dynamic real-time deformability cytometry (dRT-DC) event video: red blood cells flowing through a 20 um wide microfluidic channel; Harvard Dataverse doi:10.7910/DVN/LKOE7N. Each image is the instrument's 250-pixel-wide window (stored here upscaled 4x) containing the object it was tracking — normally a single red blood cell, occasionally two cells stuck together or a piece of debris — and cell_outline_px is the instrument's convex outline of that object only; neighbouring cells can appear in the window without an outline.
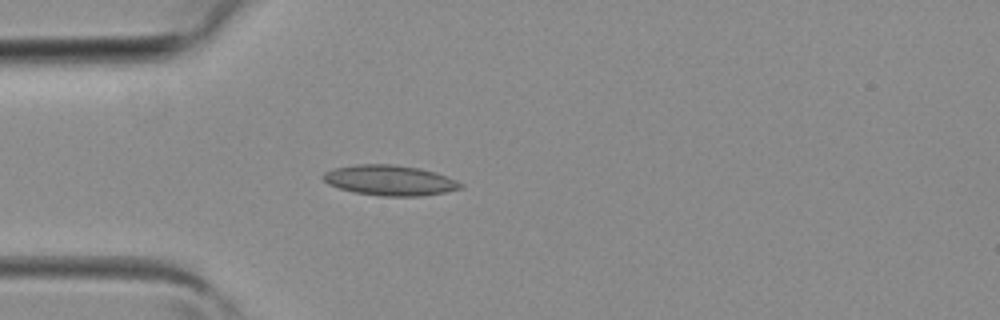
{"species": "common noctule bat (a hibernating species)", "species_latin": "Nyctalus noctula", "temperature_condition": "room temperature", "stored_images_in_passage": 4, "camera_frame_rate_fps": 3000, "um_per_image_px": 0.085, "animal": {"sex": "female", "body_mass_g": 19.3, "forearm_length_mm": 54.1}, "frame": {"image": 1, "passage_image": 4, "time_ms": 1.0, "image_size_px": [1000, 320], "cell_outline_px": [[464, 188], [444, 192], [420, 196], [380, 196], [356, 192], [340, 188], [328, 184], [320, 176], [324, 172], [332, 168], [356, 164], [392, 164], [420, 168], [436, 172], [456, 180], [464, 184]], "centroid_in_image_um": [33.13, 15.32], "position_along_channel_um": 51.9, "area_um2": 24.39}}